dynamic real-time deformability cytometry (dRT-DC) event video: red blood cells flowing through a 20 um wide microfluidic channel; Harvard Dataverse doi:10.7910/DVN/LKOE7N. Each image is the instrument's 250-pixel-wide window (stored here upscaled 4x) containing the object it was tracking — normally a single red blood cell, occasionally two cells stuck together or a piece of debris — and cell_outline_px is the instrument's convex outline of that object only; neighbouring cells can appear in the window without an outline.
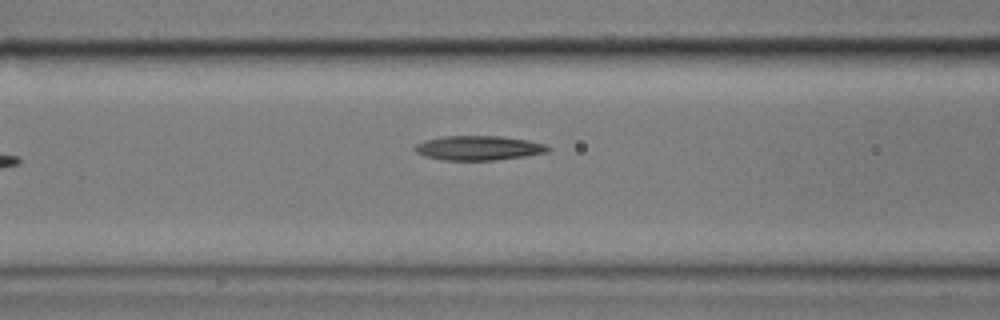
{"species": "common noctule bat (a hibernating species)", "species_latin": "Nyctalus noctula", "temperature_condition": "cold", "stored_images_in_passage": 7, "camera_frame_rate_fps": 3000, "um_per_image_px": 0.085, "animal": {"sex": "male", "body_mass_g": 17.9}, "frame": {"image": 1, "passage_image": 7, "time_ms": 7.667, "image_size_px": [1000, 320], "cell_outline_px": [[552, 148], [548, 152], [524, 156], [496, 160], [444, 160], [424, 156], [416, 152], [412, 148], [416, 144], [428, 140], [444, 136], [500, 136], [528, 140], [544, 144]], "centroid_in_image_um": [40.69, 12.58], "position_along_channel_um": 125.9, "area_um2": 18.9}}